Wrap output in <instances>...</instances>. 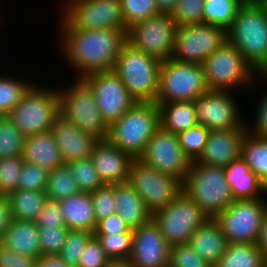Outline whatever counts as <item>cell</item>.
Here are the masks:
<instances>
[{
  "label": "cell",
  "instance_id": "42",
  "mask_svg": "<svg viewBox=\"0 0 267 267\" xmlns=\"http://www.w3.org/2000/svg\"><path fill=\"white\" fill-rule=\"evenodd\" d=\"M205 0H178L170 13L177 26L204 23Z\"/></svg>",
  "mask_w": 267,
  "mask_h": 267
},
{
  "label": "cell",
  "instance_id": "8",
  "mask_svg": "<svg viewBox=\"0 0 267 267\" xmlns=\"http://www.w3.org/2000/svg\"><path fill=\"white\" fill-rule=\"evenodd\" d=\"M59 114L58 90L34 83L7 116L26 137L50 131Z\"/></svg>",
  "mask_w": 267,
  "mask_h": 267
},
{
  "label": "cell",
  "instance_id": "23",
  "mask_svg": "<svg viewBox=\"0 0 267 267\" xmlns=\"http://www.w3.org/2000/svg\"><path fill=\"white\" fill-rule=\"evenodd\" d=\"M21 157L23 161L37 164L48 171L65 164L51 131L26 136Z\"/></svg>",
  "mask_w": 267,
  "mask_h": 267
},
{
  "label": "cell",
  "instance_id": "12",
  "mask_svg": "<svg viewBox=\"0 0 267 267\" xmlns=\"http://www.w3.org/2000/svg\"><path fill=\"white\" fill-rule=\"evenodd\" d=\"M208 218L183 190L165 208L152 214L153 221L170 246L188 243L195 230Z\"/></svg>",
  "mask_w": 267,
  "mask_h": 267
},
{
  "label": "cell",
  "instance_id": "56",
  "mask_svg": "<svg viewBox=\"0 0 267 267\" xmlns=\"http://www.w3.org/2000/svg\"><path fill=\"white\" fill-rule=\"evenodd\" d=\"M160 13H171L178 0H155Z\"/></svg>",
  "mask_w": 267,
  "mask_h": 267
},
{
  "label": "cell",
  "instance_id": "38",
  "mask_svg": "<svg viewBox=\"0 0 267 267\" xmlns=\"http://www.w3.org/2000/svg\"><path fill=\"white\" fill-rule=\"evenodd\" d=\"M109 259H128L132 252L133 232L94 234Z\"/></svg>",
  "mask_w": 267,
  "mask_h": 267
},
{
  "label": "cell",
  "instance_id": "19",
  "mask_svg": "<svg viewBox=\"0 0 267 267\" xmlns=\"http://www.w3.org/2000/svg\"><path fill=\"white\" fill-rule=\"evenodd\" d=\"M170 245L151 219L133 229L130 261L135 267H169Z\"/></svg>",
  "mask_w": 267,
  "mask_h": 267
},
{
  "label": "cell",
  "instance_id": "17",
  "mask_svg": "<svg viewBox=\"0 0 267 267\" xmlns=\"http://www.w3.org/2000/svg\"><path fill=\"white\" fill-rule=\"evenodd\" d=\"M234 92L207 91L193 102L199 125L209 130L247 129ZM243 118V119H242Z\"/></svg>",
  "mask_w": 267,
  "mask_h": 267
},
{
  "label": "cell",
  "instance_id": "43",
  "mask_svg": "<svg viewBox=\"0 0 267 267\" xmlns=\"http://www.w3.org/2000/svg\"><path fill=\"white\" fill-rule=\"evenodd\" d=\"M23 162L21 156L0 159V196L18 189Z\"/></svg>",
  "mask_w": 267,
  "mask_h": 267
},
{
  "label": "cell",
  "instance_id": "46",
  "mask_svg": "<svg viewBox=\"0 0 267 267\" xmlns=\"http://www.w3.org/2000/svg\"><path fill=\"white\" fill-rule=\"evenodd\" d=\"M49 171L37 164L23 162L18 189L46 190Z\"/></svg>",
  "mask_w": 267,
  "mask_h": 267
},
{
  "label": "cell",
  "instance_id": "27",
  "mask_svg": "<svg viewBox=\"0 0 267 267\" xmlns=\"http://www.w3.org/2000/svg\"><path fill=\"white\" fill-rule=\"evenodd\" d=\"M1 243L19 254L34 258L41 256L39 227L34 221L13 219Z\"/></svg>",
  "mask_w": 267,
  "mask_h": 267
},
{
  "label": "cell",
  "instance_id": "45",
  "mask_svg": "<svg viewBox=\"0 0 267 267\" xmlns=\"http://www.w3.org/2000/svg\"><path fill=\"white\" fill-rule=\"evenodd\" d=\"M68 229L66 227H39L41 255H58L64 246Z\"/></svg>",
  "mask_w": 267,
  "mask_h": 267
},
{
  "label": "cell",
  "instance_id": "36",
  "mask_svg": "<svg viewBox=\"0 0 267 267\" xmlns=\"http://www.w3.org/2000/svg\"><path fill=\"white\" fill-rule=\"evenodd\" d=\"M66 165L80 191L91 193L105 186L91 158L73 160Z\"/></svg>",
  "mask_w": 267,
  "mask_h": 267
},
{
  "label": "cell",
  "instance_id": "61",
  "mask_svg": "<svg viewBox=\"0 0 267 267\" xmlns=\"http://www.w3.org/2000/svg\"><path fill=\"white\" fill-rule=\"evenodd\" d=\"M242 3H258L260 0H240Z\"/></svg>",
  "mask_w": 267,
  "mask_h": 267
},
{
  "label": "cell",
  "instance_id": "41",
  "mask_svg": "<svg viewBox=\"0 0 267 267\" xmlns=\"http://www.w3.org/2000/svg\"><path fill=\"white\" fill-rule=\"evenodd\" d=\"M124 23L127 28L159 14L155 0H120Z\"/></svg>",
  "mask_w": 267,
  "mask_h": 267
},
{
  "label": "cell",
  "instance_id": "29",
  "mask_svg": "<svg viewBox=\"0 0 267 267\" xmlns=\"http://www.w3.org/2000/svg\"><path fill=\"white\" fill-rule=\"evenodd\" d=\"M160 126L174 134H179L195 126L196 110L193 101L165 102L158 105Z\"/></svg>",
  "mask_w": 267,
  "mask_h": 267
},
{
  "label": "cell",
  "instance_id": "59",
  "mask_svg": "<svg viewBox=\"0 0 267 267\" xmlns=\"http://www.w3.org/2000/svg\"><path fill=\"white\" fill-rule=\"evenodd\" d=\"M258 77L261 82H266L267 83V65L262 69V71L258 74Z\"/></svg>",
  "mask_w": 267,
  "mask_h": 267
},
{
  "label": "cell",
  "instance_id": "49",
  "mask_svg": "<svg viewBox=\"0 0 267 267\" xmlns=\"http://www.w3.org/2000/svg\"><path fill=\"white\" fill-rule=\"evenodd\" d=\"M109 260L99 241L93 236L82 251L78 267H106Z\"/></svg>",
  "mask_w": 267,
  "mask_h": 267
},
{
  "label": "cell",
  "instance_id": "7",
  "mask_svg": "<svg viewBox=\"0 0 267 267\" xmlns=\"http://www.w3.org/2000/svg\"><path fill=\"white\" fill-rule=\"evenodd\" d=\"M73 81L63 89L57 87L60 114L98 140L107 139L109 126L101 116L92 88L83 78Z\"/></svg>",
  "mask_w": 267,
  "mask_h": 267
},
{
  "label": "cell",
  "instance_id": "32",
  "mask_svg": "<svg viewBox=\"0 0 267 267\" xmlns=\"http://www.w3.org/2000/svg\"><path fill=\"white\" fill-rule=\"evenodd\" d=\"M241 158L260 179L267 174V137L246 133L242 141Z\"/></svg>",
  "mask_w": 267,
  "mask_h": 267
},
{
  "label": "cell",
  "instance_id": "1",
  "mask_svg": "<svg viewBox=\"0 0 267 267\" xmlns=\"http://www.w3.org/2000/svg\"><path fill=\"white\" fill-rule=\"evenodd\" d=\"M57 33H61V56L65 57L72 72L76 71V78L112 70L127 42V30L121 29H60Z\"/></svg>",
  "mask_w": 267,
  "mask_h": 267
},
{
  "label": "cell",
  "instance_id": "11",
  "mask_svg": "<svg viewBox=\"0 0 267 267\" xmlns=\"http://www.w3.org/2000/svg\"><path fill=\"white\" fill-rule=\"evenodd\" d=\"M266 211L267 200L263 197L234 200L214 218L228 243L257 244Z\"/></svg>",
  "mask_w": 267,
  "mask_h": 267
},
{
  "label": "cell",
  "instance_id": "44",
  "mask_svg": "<svg viewBox=\"0 0 267 267\" xmlns=\"http://www.w3.org/2000/svg\"><path fill=\"white\" fill-rule=\"evenodd\" d=\"M169 267H213L189 243L170 247Z\"/></svg>",
  "mask_w": 267,
  "mask_h": 267
},
{
  "label": "cell",
  "instance_id": "47",
  "mask_svg": "<svg viewBox=\"0 0 267 267\" xmlns=\"http://www.w3.org/2000/svg\"><path fill=\"white\" fill-rule=\"evenodd\" d=\"M91 197L93 201L96 223L110 216L111 214L116 213L114 184L105 185L91 192Z\"/></svg>",
  "mask_w": 267,
  "mask_h": 267
},
{
  "label": "cell",
  "instance_id": "2",
  "mask_svg": "<svg viewBox=\"0 0 267 267\" xmlns=\"http://www.w3.org/2000/svg\"><path fill=\"white\" fill-rule=\"evenodd\" d=\"M226 35L227 41L259 74L267 65V15L261 6L258 3H242Z\"/></svg>",
  "mask_w": 267,
  "mask_h": 267
},
{
  "label": "cell",
  "instance_id": "18",
  "mask_svg": "<svg viewBox=\"0 0 267 267\" xmlns=\"http://www.w3.org/2000/svg\"><path fill=\"white\" fill-rule=\"evenodd\" d=\"M83 79L92 88L97 107L108 126L121 118L136 103L113 70L93 72Z\"/></svg>",
  "mask_w": 267,
  "mask_h": 267
},
{
  "label": "cell",
  "instance_id": "40",
  "mask_svg": "<svg viewBox=\"0 0 267 267\" xmlns=\"http://www.w3.org/2000/svg\"><path fill=\"white\" fill-rule=\"evenodd\" d=\"M94 236L86 230H68L63 248L58 256L71 267H78L83 249Z\"/></svg>",
  "mask_w": 267,
  "mask_h": 267
},
{
  "label": "cell",
  "instance_id": "3",
  "mask_svg": "<svg viewBox=\"0 0 267 267\" xmlns=\"http://www.w3.org/2000/svg\"><path fill=\"white\" fill-rule=\"evenodd\" d=\"M160 68V60L126 42L112 70L119 76L136 102L156 103Z\"/></svg>",
  "mask_w": 267,
  "mask_h": 267
},
{
  "label": "cell",
  "instance_id": "26",
  "mask_svg": "<svg viewBox=\"0 0 267 267\" xmlns=\"http://www.w3.org/2000/svg\"><path fill=\"white\" fill-rule=\"evenodd\" d=\"M114 197L116 213L131 229L138 228L152 219V213L141 196L128 182L114 184Z\"/></svg>",
  "mask_w": 267,
  "mask_h": 267
},
{
  "label": "cell",
  "instance_id": "35",
  "mask_svg": "<svg viewBox=\"0 0 267 267\" xmlns=\"http://www.w3.org/2000/svg\"><path fill=\"white\" fill-rule=\"evenodd\" d=\"M46 194L49 200H60L80 192L76 180L64 164L48 173Z\"/></svg>",
  "mask_w": 267,
  "mask_h": 267
},
{
  "label": "cell",
  "instance_id": "15",
  "mask_svg": "<svg viewBox=\"0 0 267 267\" xmlns=\"http://www.w3.org/2000/svg\"><path fill=\"white\" fill-rule=\"evenodd\" d=\"M226 41V30L222 27L205 23L178 26L171 59L202 64Z\"/></svg>",
  "mask_w": 267,
  "mask_h": 267
},
{
  "label": "cell",
  "instance_id": "58",
  "mask_svg": "<svg viewBox=\"0 0 267 267\" xmlns=\"http://www.w3.org/2000/svg\"><path fill=\"white\" fill-rule=\"evenodd\" d=\"M261 193L264 199L267 200V197H265L267 195V174L265 176H263L261 179Z\"/></svg>",
  "mask_w": 267,
  "mask_h": 267
},
{
  "label": "cell",
  "instance_id": "57",
  "mask_svg": "<svg viewBox=\"0 0 267 267\" xmlns=\"http://www.w3.org/2000/svg\"><path fill=\"white\" fill-rule=\"evenodd\" d=\"M106 267H135L130 259H110Z\"/></svg>",
  "mask_w": 267,
  "mask_h": 267
},
{
  "label": "cell",
  "instance_id": "14",
  "mask_svg": "<svg viewBox=\"0 0 267 267\" xmlns=\"http://www.w3.org/2000/svg\"><path fill=\"white\" fill-rule=\"evenodd\" d=\"M177 27L170 13H159L128 28L127 42L147 55L165 61L171 59Z\"/></svg>",
  "mask_w": 267,
  "mask_h": 267
},
{
  "label": "cell",
  "instance_id": "50",
  "mask_svg": "<svg viewBox=\"0 0 267 267\" xmlns=\"http://www.w3.org/2000/svg\"><path fill=\"white\" fill-rule=\"evenodd\" d=\"M34 223L38 227H66L59 201L48 199L43 209L37 214Z\"/></svg>",
  "mask_w": 267,
  "mask_h": 267
},
{
  "label": "cell",
  "instance_id": "22",
  "mask_svg": "<svg viewBox=\"0 0 267 267\" xmlns=\"http://www.w3.org/2000/svg\"><path fill=\"white\" fill-rule=\"evenodd\" d=\"M247 129L210 130L199 163L226 167L241 158L242 141Z\"/></svg>",
  "mask_w": 267,
  "mask_h": 267
},
{
  "label": "cell",
  "instance_id": "4",
  "mask_svg": "<svg viewBox=\"0 0 267 267\" xmlns=\"http://www.w3.org/2000/svg\"><path fill=\"white\" fill-rule=\"evenodd\" d=\"M159 127L158 105L154 102H136L109 126L107 139L120 150L138 159Z\"/></svg>",
  "mask_w": 267,
  "mask_h": 267
},
{
  "label": "cell",
  "instance_id": "31",
  "mask_svg": "<svg viewBox=\"0 0 267 267\" xmlns=\"http://www.w3.org/2000/svg\"><path fill=\"white\" fill-rule=\"evenodd\" d=\"M263 255L257 244H230L214 267H263Z\"/></svg>",
  "mask_w": 267,
  "mask_h": 267
},
{
  "label": "cell",
  "instance_id": "21",
  "mask_svg": "<svg viewBox=\"0 0 267 267\" xmlns=\"http://www.w3.org/2000/svg\"><path fill=\"white\" fill-rule=\"evenodd\" d=\"M50 131L59 146L65 164L73 160L90 158L93 147L98 141L61 114L55 118Z\"/></svg>",
  "mask_w": 267,
  "mask_h": 267
},
{
  "label": "cell",
  "instance_id": "24",
  "mask_svg": "<svg viewBox=\"0 0 267 267\" xmlns=\"http://www.w3.org/2000/svg\"><path fill=\"white\" fill-rule=\"evenodd\" d=\"M188 243L213 267L225 253L228 245L219 223L211 217L195 230Z\"/></svg>",
  "mask_w": 267,
  "mask_h": 267
},
{
  "label": "cell",
  "instance_id": "34",
  "mask_svg": "<svg viewBox=\"0 0 267 267\" xmlns=\"http://www.w3.org/2000/svg\"><path fill=\"white\" fill-rule=\"evenodd\" d=\"M241 4L240 0H205L204 23L227 30L235 19V14Z\"/></svg>",
  "mask_w": 267,
  "mask_h": 267
},
{
  "label": "cell",
  "instance_id": "16",
  "mask_svg": "<svg viewBox=\"0 0 267 267\" xmlns=\"http://www.w3.org/2000/svg\"><path fill=\"white\" fill-rule=\"evenodd\" d=\"M150 167L174 176L182 183L188 174L191 161L183 152L178 135L161 126L154 132L138 158Z\"/></svg>",
  "mask_w": 267,
  "mask_h": 267
},
{
  "label": "cell",
  "instance_id": "20",
  "mask_svg": "<svg viewBox=\"0 0 267 267\" xmlns=\"http://www.w3.org/2000/svg\"><path fill=\"white\" fill-rule=\"evenodd\" d=\"M90 158L105 185L127 182L134 158L108 139L95 143Z\"/></svg>",
  "mask_w": 267,
  "mask_h": 267
},
{
  "label": "cell",
  "instance_id": "55",
  "mask_svg": "<svg viewBox=\"0 0 267 267\" xmlns=\"http://www.w3.org/2000/svg\"><path fill=\"white\" fill-rule=\"evenodd\" d=\"M257 245L263 255L264 260H267V211L263 217L260 237Z\"/></svg>",
  "mask_w": 267,
  "mask_h": 267
},
{
  "label": "cell",
  "instance_id": "33",
  "mask_svg": "<svg viewBox=\"0 0 267 267\" xmlns=\"http://www.w3.org/2000/svg\"><path fill=\"white\" fill-rule=\"evenodd\" d=\"M14 76L0 75V116H7L21 101L23 95L35 83Z\"/></svg>",
  "mask_w": 267,
  "mask_h": 267
},
{
  "label": "cell",
  "instance_id": "25",
  "mask_svg": "<svg viewBox=\"0 0 267 267\" xmlns=\"http://www.w3.org/2000/svg\"><path fill=\"white\" fill-rule=\"evenodd\" d=\"M68 230L93 232L97 226L91 193L78 192L58 200Z\"/></svg>",
  "mask_w": 267,
  "mask_h": 267
},
{
  "label": "cell",
  "instance_id": "48",
  "mask_svg": "<svg viewBox=\"0 0 267 267\" xmlns=\"http://www.w3.org/2000/svg\"><path fill=\"white\" fill-rule=\"evenodd\" d=\"M267 86V83H265ZM263 91V94L259 97V100L256 101V109L252 114H254L253 122L249 123L246 120L247 132L251 135L258 137H267V87ZM252 123V124H251Z\"/></svg>",
  "mask_w": 267,
  "mask_h": 267
},
{
  "label": "cell",
  "instance_id": "5",
  "mask_svg": "<svg viewBox=\"0 0 267 267\" xmlns=\"http://www.w3.org/2000/svg\"><path fill=\"white\" fill-rule=\"evenodd\" d=\"M182 190L211 218L235 200L224 167L205 165L197 160L191 162Z\"/></svg>",
  "mask_w": 267,
  "mask_h": 267
},
{
  "label": "cell",
  "instance_id": "13",
  "mask_svg": "<svg viewBox=\"0 0 267 267\" xmlns=\"http://www.w3.org/2000/svg\"><path fill=\"white\" fill-rule=\"evenodd\" d=\"M127 182L141 196L152 214L171 203L183 188L179 179L164 174L139 159L133 160Z\"/></svg>",
  "mask_w": 267,
  "mask_h": 267
},
{
  "label": "cell",
  "instance_id": "28",
  "mask_svg": "<svg viewBox=\"0 0 267 267\" xmlns=\"http://www.w3.org/2000/svg\"><path fill=\"white\" fill-rule=\"evenodd\" d=\"M224 169L235 200L263 197L260 178L250 170L242 158L229 163Z\"/></svg>",
  "mask_w": 267,
  "mask_h": 267
},
{
  "label": "cell",
  "instance_id": "60",
  "mask_svg": "<svg viewBox=\"0 0 267 267\" xmlns=\"http://www.w3.org/2000/svg\"><path fill=\"white\" fill-rule=\"evenodd\" d=\"M258 4L261 6L265 14L267 15V0H260Z\"/></svg>",
  "mask_w": 267,
  "mask_h": 267
},
{
  "label": "cell",
  "instance_id": "54",
  "mask_svg": "<svg viewBox=\"0 0 267 267\" xmlns=\"http://www.w3.org/2000/svg\"><path fill=\"white\" fill-rule=\"evenodd\" d=\"M36 267H71L58 255H41L37 258Z\"/></svg>",
  "mask_w": 267,
  "mask_h": 267
},
{
  "label": "cell",
  "instance_id": "39",
  "mask_svg": "<svg viewBox=\"0 0 267 267\" xmlns=\"http://www.w3.org/2000/svg\"><path fill=\"white\" fill-rule=\"evenodd\" d=\"M209 129L196 124L178 134L180 146L190 161H196L202 155L209 136Z\"/></svg>",
  "mask_w": 267,
  "mask_h": 267
},
{
  "label": "cell",
  "instance_id": "62",
  "mask_svg": "<svg viewBox=\"0 0 267 267\" xmlns=\"http://www.w3.org/2000/svg\"><path fill=\"white\" fill-rule=\"evenodd\" d=\"M263 267H267V260L264 261Z\"/></svg>",
  "mask_w": 267,
  "mask_h": 267
},
{
  "label": "cell",
  "instance_id": "30",
  "mask_svg": "<svg viewBox=\"0 0 267 267\" xmlns=\"http://www.w3.org/2000/svg\"><path fill=\"white\" fill-rule=\"evenodd\" d=\"M13 219L34 221L48 200L45 190L17 189L8 194Z\"/></svg>",
  "mask_w": 267,
  "mask_h": 267
},
{
  "label": "cell",
  "instance_id": "9",
  "mask_svg": "<svg viewBox=\"0 0 267 267\" xmlns=\"http://www.w3.org/2000/svg\"><path fill=\"white\" fill-rule=\"evenodd\" d=\"M58 29H121L124 23L120 0H67L60 7Z\"/></svg>",
  "mask_w": 267,
  "mask_h": 267
},
{
  "label": "cell",
  "instance_id": "53",
  "mask_svg": "<svg viewBox=\"0 0 267 267\" xmlns=\"http://www.w3.org/2000/svg\"><path fill=\"white\" fill-rule=\"evenodd\" d=\"M12 221L13 216L10 210L9 201L6 196H0V242Z\"/></svg>",
  "mask_w": 267,
  "mask_h": 267
},
{
  "label": "cell",
  "instance_id": "52",
  "mask_svg": "<svg viewBox=\"0 0 267 267\" xmlns=\"http://www.w3.org/2000/svg\"><path fill=\"white\" fill-rule=\"evenodd\" d=\"M124 232H133L117 213H113L110 216L100 220L97 223L94 234H117Z\"/></svg>",
  "mask_w": 267,
  "mask_h": 267
},
{
  "label": "cell",
  "instance_id": "37",
  "mask_svg": "<svg viewBox=\"0 0 267 267\" xmlns=\"http://www.w3.org/2000/svg\"><path fill=\"white\" fill-rule=\"evenodd\" d=\"M24 139L8 116H0V159L22 156Z\"/></svg>",
  "mask_w": 267,
  "mask_h": 267
},
{
  "label": "cell",
  "instance_id": "51",
  "mask_svg": "<svg viewBox=\"0 0 267 267\" xmlns=\"http://www.w3.org/2000/svg\"><path fill=\"white\" fill-rule=\"evenodd\" d=\"M37 258L16 253L0 242V267H36Z\"/></svg>",
  "mask_w": 267,
  "mask_h": 267
},
{
  "label": "cell",
  "instance_id": "10",
  "mask_svg": "<svg viewBox=\"0 0 267 267\" xmlns=\"http://www.w3.org/2000/svg\"><path fill=\"white\" fill-rule=\"evenodd\" d=\"M209 91L204 68L200 63L161 61L156 104L165 102L194 101Z\"/></svg>",
  "mask_w": 267,
  "mask_h": 267
},
{
  "label": "cell",
  "instance_id": "6",
  "mask_svg": "<svg viewBox=\"0 0 267 267\" xmlns=\"http://www.w3.org/2000/svg\"><path fill=\"white\" fill-rule=\"evenodd\" d=\"M207 86L211 91H229L255 86L258 74L230 42H224L202 63Z\"/></svg>",
  "mask_w": 267,
  "mask_h": 267
}]
</instances>
